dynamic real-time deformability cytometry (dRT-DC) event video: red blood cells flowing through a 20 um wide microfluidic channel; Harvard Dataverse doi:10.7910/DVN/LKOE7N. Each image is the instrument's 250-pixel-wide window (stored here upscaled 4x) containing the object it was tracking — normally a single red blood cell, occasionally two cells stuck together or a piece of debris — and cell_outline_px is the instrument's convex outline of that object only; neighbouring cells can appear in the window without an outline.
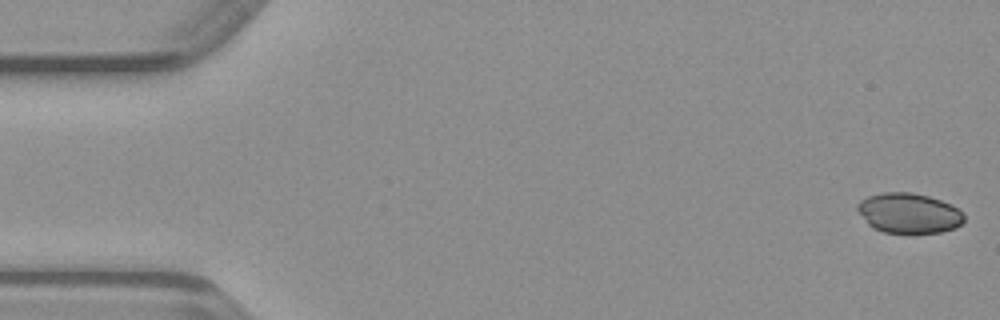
{"species": "common noctule bat (a hibernating species)", "species_latin": "Nyctalus noctula", "temperature_condition": "warm", "stored_images_in_passage": 49, "camera_frame_rate_fps": 3000, "um_per_image_px": 0.085, "animal": {"sex": "male", "body_mass_g": 23.1, "forearm_length_mm": 52.7}, "frame": {"image": 1, "passage_image": 1, "time_ms": 0.0, "image_size_px": [1000, 320], "cell_outline_px": [[964, 220], [956, 228], [940, 232], [884, 232], [872, 228], [868, 224], [856, 208], [856, 204], [860, 200], [868, 196], [884, 192], [912, 192], [928, 196], [940, 200], [964, 212]], "centroid_in_image_um": [77.23, 18.1], "position_along_channel_um": 7.8, "area_um2": 24.74}}
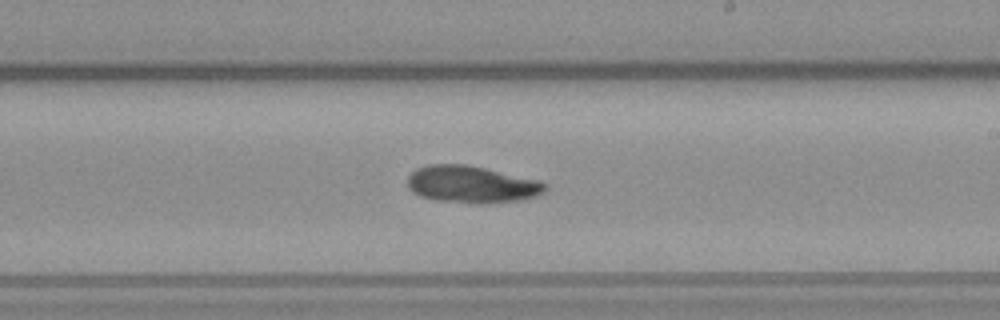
{"frame": {"image": 2, "passage_image": 28, "time_ms": 9.0, "image_size_px": [1000, 320], "cell_outline_px": [[548, 188], [544, 192], [536, 196], [524, 200], [484, 204], [476, 204], [436, 200], [420, 196], [412, 192], [408, 188], [408, 176], [416, 168], [428, 164], [468, 164], [540, 180], [548, 184]], "centroid_in_image_um": [40.12, 15.68], "position_along_channel_um": 248.9, "area_um2": 30.29}}
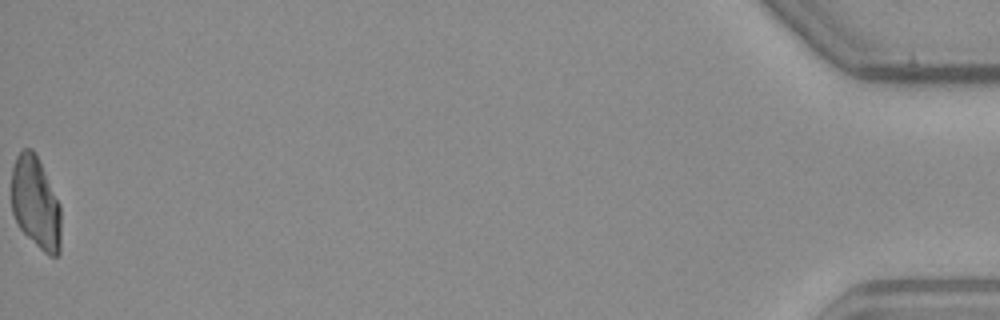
{"frame": {"image": 3, "passage_image": 49, "time_ms": 16.0, "image_size_px": [1000, 320], "cell_outline_px": [[60, 252], [56, 256], [48, 256], [20, 228], [12, 212], [12, 168], [16, 156], [24, 148], [32, 148], [36, 152], [60, 204]], "centroid_in_image_um": [3.04, 17.21], "position_along_channel_um": 432.2, "area_um2": 26.59}}